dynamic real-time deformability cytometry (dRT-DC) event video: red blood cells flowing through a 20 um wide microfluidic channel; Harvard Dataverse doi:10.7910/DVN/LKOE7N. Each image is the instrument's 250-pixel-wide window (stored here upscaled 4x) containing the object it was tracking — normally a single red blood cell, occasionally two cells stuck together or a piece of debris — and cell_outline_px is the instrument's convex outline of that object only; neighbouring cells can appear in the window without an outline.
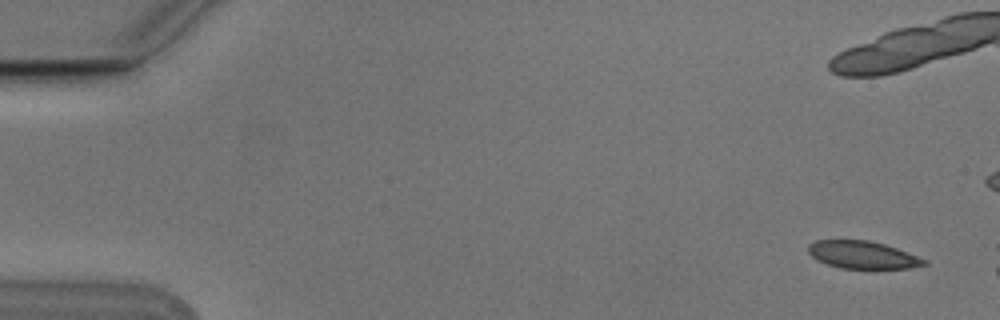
{"species": "Egyptian fruit bat (a non-hibernating species)", "species_latin": "Rousettus aegyptiacus", "temperature_condition": "cold", "stored_images_in_passage": 3, "camera_frame_rate_fps": 3000, "um_per_image_px": 0.085, "animal": {"sex": "male"}, "frame": {"image": 1, "passage_image": 1, "time_ms": 0.0, "image_size_px": [1000, 320], "cell_outline_px": [[928, 264], [908, 268], [840, 268], [816, 260], [808, 252], [808, 244], [816, 240], [868, 240], [884, 244], [896, 248], [928, 260]], "centroid_in_image_um": [73.31, 21.66], "position_along_channel_um": 11.7, "area_um2": 18.5}}